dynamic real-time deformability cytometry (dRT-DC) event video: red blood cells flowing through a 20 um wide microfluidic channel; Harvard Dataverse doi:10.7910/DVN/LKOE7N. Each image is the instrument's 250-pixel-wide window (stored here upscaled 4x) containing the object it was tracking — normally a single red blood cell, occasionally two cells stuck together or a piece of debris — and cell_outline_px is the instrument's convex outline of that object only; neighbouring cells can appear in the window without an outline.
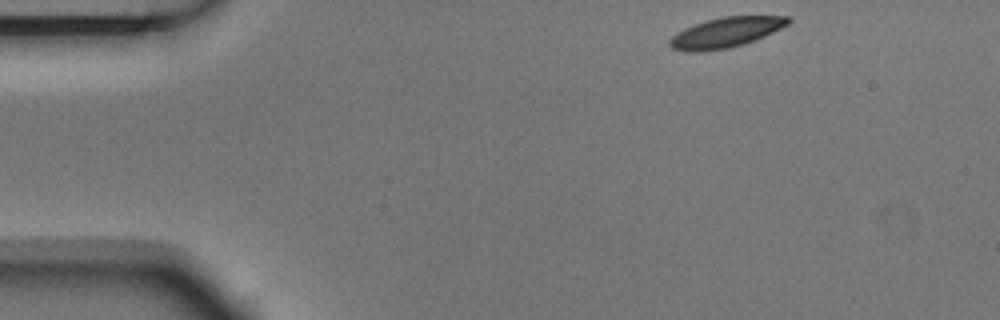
{"species": "Egyptian fruit bat (a non-hibernating species)", "species_latin": "Rousettus aegyptiacus", "temperature_condition": "room temperature", "stored_images_in_passage": 4, "camera_frame_rate_fps": 3000, "um_per_image_px": 0.085, "animal": {"sex": "male"}, "frame": {"image": 1, "passage_image": 1, "time_ms": 0.0, "image_size_px": [1000, 320], "cell_outline_px": [[792, 20], [788, 24], [756, 40], [744, 44], [728, 48], [704, 52], [688, 52], [672, 48], [668, 44], [668, 40], [676, 32], [684, 28], [708, 20], [724, 16], [788, 16]], "centroid_in_image_um": [61.66, 2.77], "position_along_channel_um": 23.3, "area_um2": 20.81}}
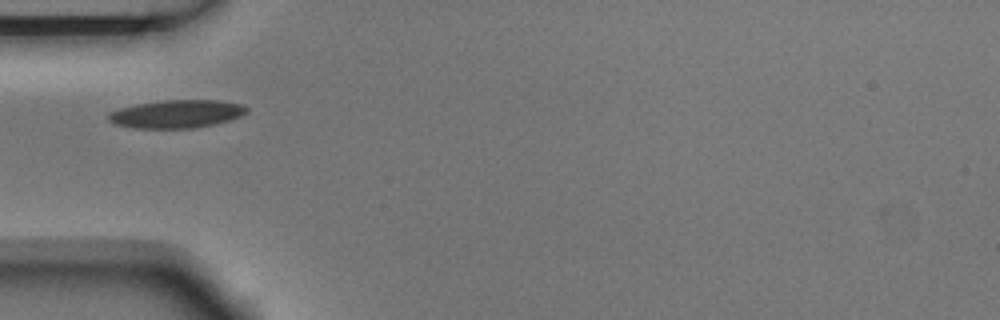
{"frame": {"image": 2, "passage_image": 3, "time_ms": 0.667, "image_size_px": [1000, 320], "cell_outline_px": [[248, 112], [240, 116], [216, 124], [192, 128], [132, 128], [116, 124], [108, 120], [108, 116], [112, 112], [120, 108], [136, 104], [164, 100], [220, 100], [244, 104], [248, 108]], "centroid_in_image_um": [15.06, 9.68], "position_along_channel_um": 69.9, "area_um2": 22.6}}
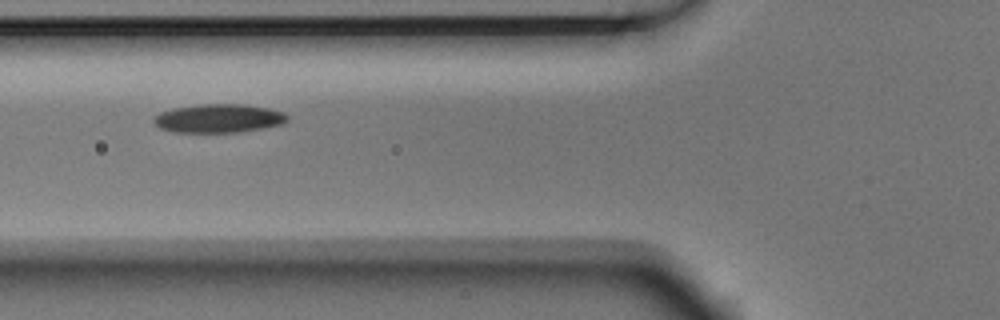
{"frame": {"image": 3, "passage_image": 4, "time_ms": 1.0, "image_size_px": [1000, 320], "cell_outline_px": [[288, 120], [284, 124], [240, 132], [172, 132], [160, 128], [152, 120], [160, 112], [172, 108], [200, 104], [244, 104], [268, 108], [284, 112], [288, 116]], "centroid_in_image_um": [18.6, 10.06], "position_along_channel_um": 107.2, "area_um2": 22.37}}